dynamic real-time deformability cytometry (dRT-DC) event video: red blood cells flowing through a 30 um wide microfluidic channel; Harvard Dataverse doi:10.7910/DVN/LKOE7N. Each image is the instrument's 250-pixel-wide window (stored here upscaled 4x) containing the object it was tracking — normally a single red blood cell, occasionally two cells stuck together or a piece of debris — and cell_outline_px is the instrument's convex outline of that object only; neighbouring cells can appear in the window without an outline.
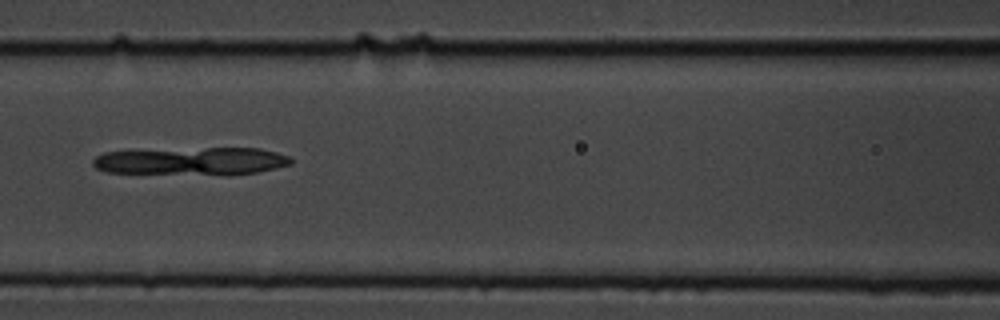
{"species": "common noctule bat (a hibernating species)", "species_latin": "Nyctalus noctula", "temperature_condition": "cold", "stored_images_in_passage": 7, "camera_frame_rate_fps": 3000, "um_per_image_px": 0.085, "animal": {"sex": "male", "body_mass_g": 19.5, "forearm_length_mm": 54.6}, "frame": {"image": 1, "passage_image": 7, "time_ms": 2.0, "image_size_px": [1000, 320], "cell_outline_px": [[292, 164], [276, 168], [256, 172], [228, 176], [224, 176], [108, 172], [96, 168], [92, 164], [92, 160], [96, 156], [104, 152], [208, 148], [260, 148], [276, 152], [288, 156], [292, 160]], "centroid_in_image_um": [16.33, 13.72], "position_along_channel_um": 150.3, "area_um2": 32.37}}